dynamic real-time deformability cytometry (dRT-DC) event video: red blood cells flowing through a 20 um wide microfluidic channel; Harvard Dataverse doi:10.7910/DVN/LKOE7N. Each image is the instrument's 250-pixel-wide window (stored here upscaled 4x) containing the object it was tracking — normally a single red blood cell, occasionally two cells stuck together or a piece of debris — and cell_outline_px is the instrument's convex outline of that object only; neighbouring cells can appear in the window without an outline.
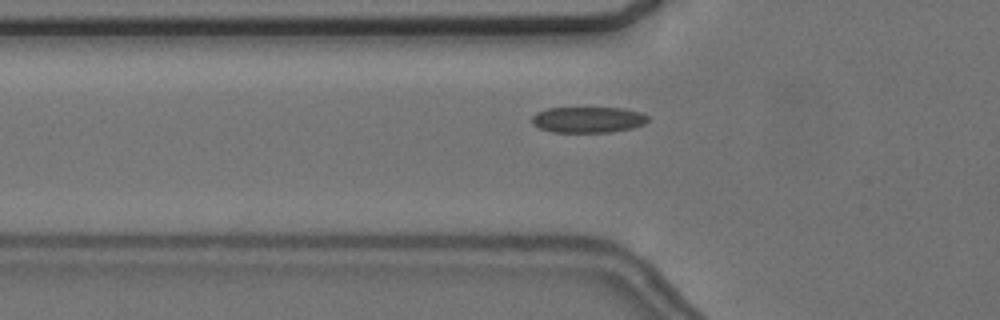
{"species": "common noctule bat (a hibernating species)", "species_latin": "Nyctalus noctula", "temperature_condition": "cold", "stored_images_in_passage": 53, "camera_frame_rate_fps": 3000, "um_per_image_px": 0.085, "animal": {"sex": "female", "body_mass_g": 24.6, "forearm_length_mm": 56.2}, "frame": {"image": 1, "passage_image": 20, "time_ms": 6.333, "image_size_px": [1000, 320], "cell_outline_px": [[648, 120], [644, 124], [632, 128], [612, 132], [552, 132], [540, 128], [532, 124], [532, 116], [536, 112], [548, 108], [624, 108], [640, 112], [648, 116]], "centroid_in_image_um": [49.98, 10.17], "position_along_channel_um": 75.8, "area_um2": 17.57}}
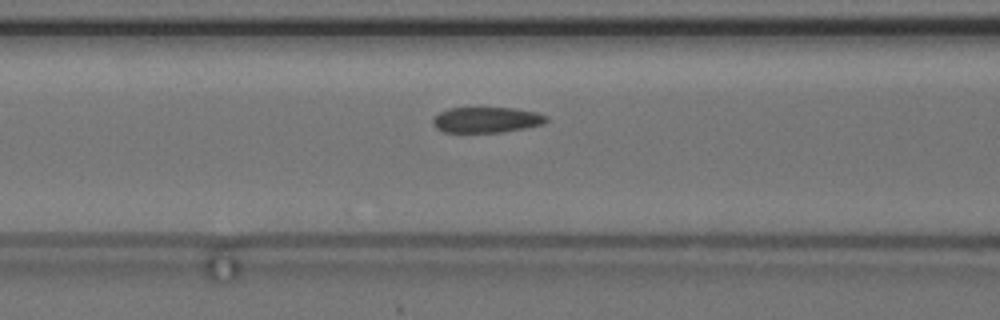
{"frame": {"image": 2, "passage_image": 24, "time_ms": 7.667, "image_size_px": [1000, 320], "cell_outline_px": [[548, 120], [544, 124], [524, 128], [500, 132], [444, 132], [436, 128], [432, 124], [432, 120], [440, 112], [448, 108], [512, 108], [536, 112], [548, 116]], "centroid_in_image_um": [41.36, 10.18], "position_along_channel_um": 125.2, "area_um2": 16.88}}
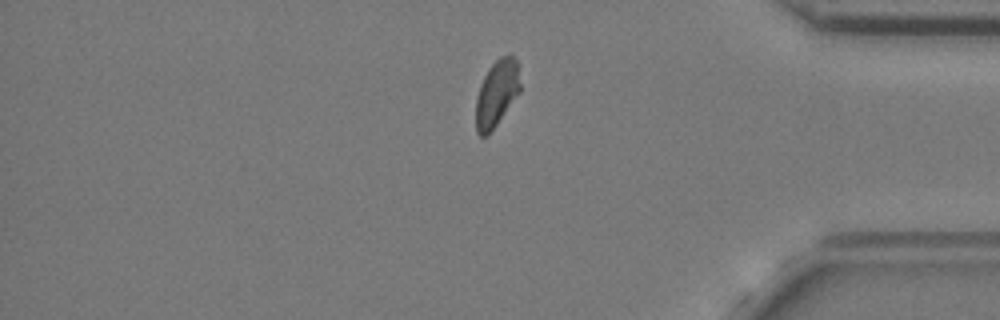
{"frame": {"image": 3, "passage_image": 48, "time_ms": 15.667, "image_size_px": [1000, 320], "cell_outline_px": [[520, 92], [488, 136], [480, 136], [476, 132], [476, 100], [480, 84], [488, 68], [500, 56], [508, 52], [516, 60], [520, 84]], "centroid_in_image_um": [42.21, 7.93], "position_along_channel_um": 393.0, "area_um2": 17.22}}